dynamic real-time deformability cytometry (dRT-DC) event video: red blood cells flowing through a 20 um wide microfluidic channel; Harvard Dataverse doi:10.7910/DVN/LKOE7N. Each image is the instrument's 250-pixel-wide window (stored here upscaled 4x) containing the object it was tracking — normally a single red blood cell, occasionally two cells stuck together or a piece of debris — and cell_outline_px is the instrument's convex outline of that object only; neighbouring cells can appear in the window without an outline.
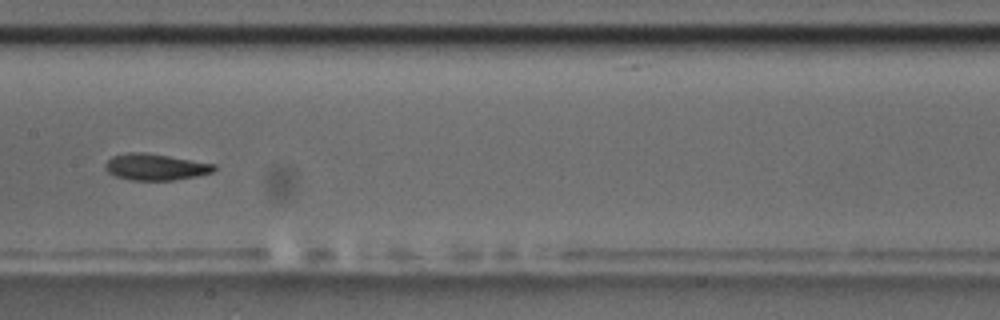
{"species": "common noctule bat (a hibernating species)", "species_latin": "Nyctalus noctula", "temperature_condition": "room temperature", "stored_images_in_passage": 15, "camera_frame_rate_fps": 3000, "um_per_image_px": 0.085, "animal": {"sex": "male", "body_mass_g": 17.5, "forearm_length_mm": 52.3}, "frame": {"image": 1, "passage_image": 7, "time_ms": 8.0, "image_size_px": [1000, 320], "cell_outline_px": [[216, 168], [212, 172], [196, 176], [172, 180], [132, 180], [116, 176], [108, 172], [104, 168], [104, 164], [112, 156], [128, 152], [144, 152], [216, 164]], "centroid_in_image_um": [13.19, 14.19], "position_along_channel_um": 194.2, "area_um2": 16.65}}
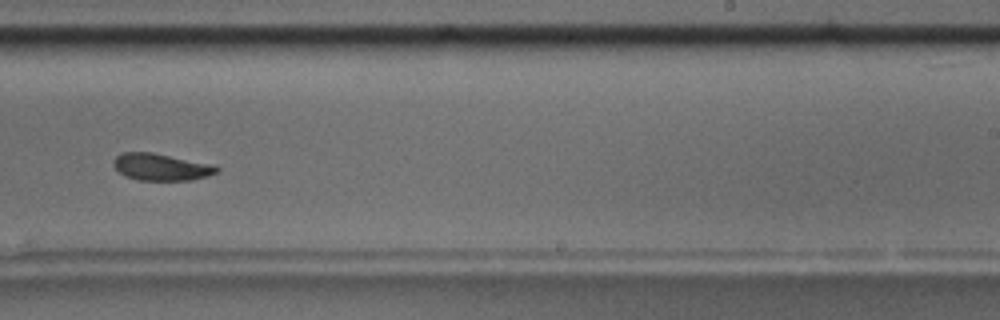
{"frame": {"image": 2, "passage_image": 9, "time_ms": 10.333, "image_size_px": [1000, 320], "cell_outline_px": [[220, 168], [216, 172], [208, 176], [192, 180], [140, 180], [128, 176], [120, 172], [112, 164], [112, 160], [120, 152], [152, 152], [216, 164]], "centroid_in_image_um": [13.73, 14.18], "position_along_channel_um": 275.3, "area_um2": 16.36}, "authors_computed_cell_mechanics": {"area_um2": 16.8198, "velocity_mm_per_s": 3.4892, "shape_relaxation_time_tau1_ms": 3.6347, "shape_relaxation_time_tau2_ms": 1.9319, "deformation_change_tau1": 0.1172, "deformation_change_tau2": 0.0628}}